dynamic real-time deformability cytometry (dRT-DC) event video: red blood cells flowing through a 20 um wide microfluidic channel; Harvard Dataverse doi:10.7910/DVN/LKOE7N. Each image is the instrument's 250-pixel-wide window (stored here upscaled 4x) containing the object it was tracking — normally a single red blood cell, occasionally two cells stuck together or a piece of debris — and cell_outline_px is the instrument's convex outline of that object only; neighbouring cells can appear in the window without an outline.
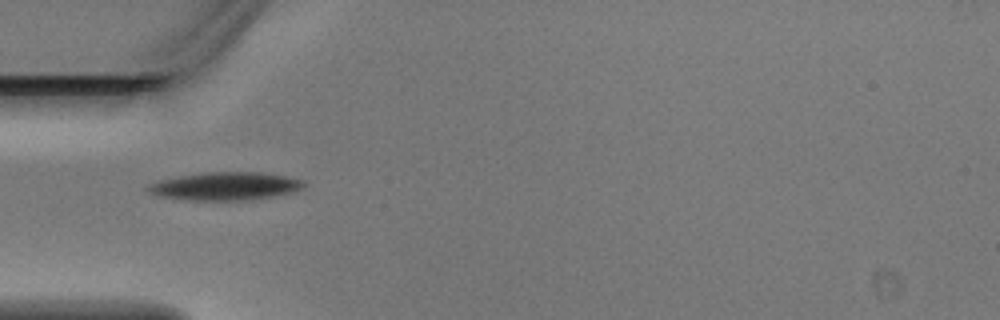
{"species": "Egyptian fruit bat (a non-hibernating species)", "species_latin": "Rousettus aegyptiacus", "temperature_condition": "warm", "stored_images_in_passage": 3, "camera_frame_rate_fps": 3000, "um_per_image_px": 0.085, "animal": {"sex": "male"}, "frame": {"image": 1, "passage_image": 3, "time_ms": 0.667, "image_size_px": [1000, 320], "cell_outline_px": [[304, 188], [296, 192], [276, 196], [244, 200], [188, 200], [160, 196], [148, 192], [144, 188], [148, 184], [160, 180], [180, 176], [204, 172], [264, 172], [304, 180]], "centroid_in_image_um": [19.17, 15.82], "position_along_channel_um": 65.8, "area_um2": 25.61}}